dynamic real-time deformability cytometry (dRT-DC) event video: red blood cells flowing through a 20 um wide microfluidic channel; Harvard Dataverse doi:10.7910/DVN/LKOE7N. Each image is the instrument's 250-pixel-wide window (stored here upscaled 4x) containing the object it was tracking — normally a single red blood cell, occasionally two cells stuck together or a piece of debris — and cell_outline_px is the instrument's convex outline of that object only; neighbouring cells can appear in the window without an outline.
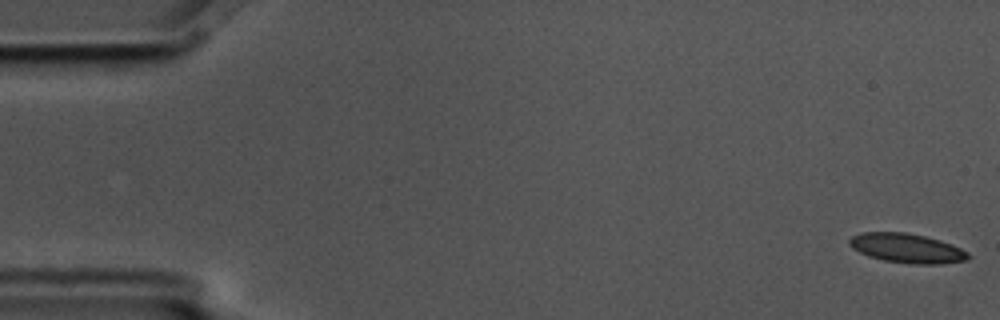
{"species": "common noctule bat (a hibernating species)", "species_latin": "Nyctalus noctula", "temperature_condition": "cold", "stored_images_in_passage": 6, "segment_of_instrument_passage": [2, 2], "camera_frame_rate_fps": 3000, "um_per_image_px": 0.085, "animal": {"sex": "male", "body_mass_g": 17.5, "forearm_length_mm": 52.3}, "frame": {"image": 1, "passage_image": 6, "time_ms": 1.667, "image_size_px": [1000, 320], "cell_outline_px": [[972, 256], [968, 260], [940, 264], [916, 264], [884, 260], [868, 256], [852, 248], [848, 244], [848, 240], [852, 236], [860, 232], [904, 232], [924, 236], [940, 240], [952, 244], [968, 252]], "centroid_in_image_um": [77.09, 21.09], "position_along_channel_um": 7.9, "area_um2": 20.4}}